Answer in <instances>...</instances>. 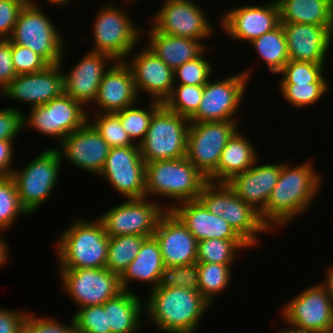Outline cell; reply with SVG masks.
Masks as SVG:
<instances>
[{"instance_id": "obj_54", "label": "cell", "mask_w": 333, "mask_h": 333, "mask_svg": "<svg viewBox=\"0 0 333 333\" xmlns=\"http://www.w3.org/2000/svg\"><path fill=\"white\" fill-rule=\"evenodd\" d=\"M2 231H0V269L1 267L6 265V263L10 260L9 259V245L7 242L4 241ZM9 254V255H8Z\"/></svg>"}, {"instance_id": "obj_1", "label": "cell", "mask_w": 333, "mask_h": 333, "mask_svg": "<svg viewBox=\"0 0 333 333\" xmlns=\"http://www.w3.org/2000/svg\"><path fill=\"white\" fill-rule=\"evenodd\" d=\"M290 164L283 162L278 181L260 214L271 233L273 229L284 228L298 215L307 213L323 185L322 176L310 161L297 166Z\"/></svg>"}, {"instance_id": "obj_2", "label": "cell", "mask_w": 333, "mask_h": 333, "mask_svg": "<svg viewBox=\"0 0 333 333\" xmlns=\"http://www.w3.org/2000/svg\"><path fill=\"white\" fill-rule=\"evenodd\" d=\"M144 301L147 318L166 333H196L211 307L200 292L179 287H156Z\"/></svg>"}, {"instance_id": "obj_40", "label": "cell", "mask_w": 333, "mask_h": 333, "mask_svg": "<svg viewBox=\"0 0 333 333\" xmlns=\"http://www.w3.org/2000/svg\"><path fill=\"white\" fill-rule=\"evenodd\" d=\"M94 115V118L92 115L90 117L89 113L88 121L93 125L110 148L139 146L136 144V141L135 143L131 141L127 132L124 130L119 117L115 113H94Z\"/></svg>"}, {"instance_id": "obj_37", "label": "cell", "mask_w": 333, "mask_h": 333, "mask_svg": "<svg viewBox=\"0 0 333 333\" xmlns=\"http://www.w3.org/2000/svg\"><path fill=\"white\" fill-rule=\"evenodd\" d=\"M149 105L148 110L143 109V107H134L136 105H133L115 113L131 141L137 140V145L143 141L153 114L163 103L151 100Z\"/></svg>"}, {"instance_id": "obj_55", "label": "cell", "mask_w": 333, "mask_h": 333, "mask_svg": "<svg viewBox=\"0 0 333 333\" xmlns=\"http://www.w3.org/2000/svg\"><path fill=\"white\" fill-rule=\"evenodd\" d=\"M287 325H288V333H314V331L311 330H303L291 325L289 326V324Z\"/></svg>"}, {"instance_id": "obj_13", "label": "cell", "mask_w": 333, "mask_h": 333, "mask_svg": "<svg viewBox=\"0 0 333 333\" xmlns=\"http://www.w3.org/2000/svg\"><path fill=\"white\" fill-rule=\"evenodd\" d=\"M61 287L81 307L103 305L123 290L118 274L107 268L60 269Z\"/></svg>"}, {"instance_id": "obj_53", "label": "cell", "mask_w": 333, "mask_h": 333, "mask_svg": "<svg viewBox=\"0 0 333 333\" xmlns=\"http://www.w3.org/2000/svg\"><path fill=\"white\" fill-rule=\"evenodd\" d=\"M325 273L324 282L322 281L321 284L326 288L327 294L329 295L333 305V266L328 267Z\"/></svg>"}, {"instance_id": "obj_41", "label": "cell", "mask_w": 333, "mask_h": 333, "mask_svg": "<svg viewBox=\"0 0 333 333\" xmlns=\"http://www.w3.org/2000/svg\"><path fill=\"white\" fill-rule=\"evenodd\" d=\"M325 63H311L289 60L278 73L279 84L328 83L324 77Z\"/></svg>"}, {"instance_id": "obj_23", "label": "cell", "mask_w": 333, "mask_h": 333, "mask_svg": "<svg viewBox=\"0 0 333 333\" xmlns=\"http://www.w3.org/2000/svg\"><path fill=\"white\" fill-rule=\"evenodd\" d=\"M114 62L109 55L89 50L68 73L63 71L64 93L85 108L93 105L103 75Z\"/></svg>"}, {"instance_id": "obj_43", "label": "cell", "mask_w": 333, "mask_h": 333, "mask_svg": "<svg viewBox=\"0 0 333 333\" xmlns=\"http://www.w3.org/2000/svg\"><path fill=\"white\" fill-rule=\"evenodd\" d=\"M198 263L194 262L182 266H165L161 273L157 287L185 288L199 292Z\"/></svg>"}, {"instance_id": "obj_28", "label": "cell", "mask_w": 333, "mask_h": 333, "mask_svg": "<svg viewBox=\"0 0 333 333\" xmlns=\"http://www.w3.org/2000/svg\"><path fill=\"white\" fill-rule=\"evenodd\" d=\"M165 267L158 241L154 236L146 238L133 261L127 266L120 277L122 290H131L130 282L139 281L148 285L149 290L155 289L161 278V273ZM134 280V281H133Z\"/></svg>"}, {"instance_id": "obj_38", "label": "cell", "mask_w": 333, "mask_h": 333, "mask_svg": "<svg viewBox=\"0 0 333 333\" xmlns=\"http://www.w3.org/2000/svg\"><path fill=\"white\" fill-rule=\"evenodd\" d=\"M204 85L175 84L163 105L170 111L190 119L198 110Z\"/></svg>"}, {"instance_id": "obj_22", "label": "cell", "mask_w": 333, "mask_h": 333, "mask_svg": "<svg viewBox=\"0 0 333 333\" xmlns=\"http://www.w3.org/2000/svg\"><path fill=\"white\" fill-rule=\"evenodd\" d=\"M153 236L159 243L165 266L197 262L198 241L171 210L161 215Z\"/></svg>"}, {"instance_id": "obj_25", "label": "cell", "mask_w": 333, "mask_h": 333, "mask_svg": "<svg viewBox=\"0 0 333 333\" xmlns=\"http://www.w3.org/2000/svg\"><path fill=\"white\" fill-rule=\"evenodd\" d=\"M138 98L131 68L125 61H115L103 75L94 110L96 113H116L136 105Z\"/></svg>"}, {"instance_id": "obj_6", "label": "cell", "mask_w": 333, "mask_h": 333, "mask_svg": "<svg viewBox=\"0 0 333 333\" xmlns=\"http://www.w3.org/2000/svg\"><path fill=\"white\" fill-rule=\"evenodd\" d=\"M36 2L27 0L8 40L13 44L30 48L49 65L58 64L64 56L66 43L55 23Z\"/></svg>"}, {"instance_id": "obj_32", "label": "cell", "mask_w": 333, "mask_h": 333, "mask_svg": "<svg viewBox=\"0 0 333 333\" xmlns=\"http://www.w3.org/2000/svg\"><path fill=\"white\" fill-rule=\"evenodd\" d=\"M280 23L330 25L333 28V0H277Z\"/></svg>"}, {"instance_id": "obj_56", "label": "cell", "mask_w": 333, "mask_h": 333, "mask_svg": "<svg viewBox=\"0 0 333 333\" xmlns=\"http://www.w3.org/2000/svg\"><path fill=\"white\" fill-rule=\"evenodd\" d=\"M69 1H71V0H47V2H49L50 4L60 6V8L61 7L63 8L64 5L66 6V5L70 4Z\"/></svg>"}, {"instance_id": "obj_29", "label": "cell", "mask_w": 333, "mask_h": 333, "mask_svg": "<svg viewBox=\"0 0 333 333\" xmlns=\"http://www.w3.org/2000/svg\"><path fill=\"white\" fill-rule=\"evenodd\" d=\"M145 33L149 35L146 47L173 70L199 57L208 49L207 45L199 40L162 34L153 27Z\"/></svg>"}, {"instance_id": "obj_27", "label": "cell", "mask_w": 333, "mask_h": 333, "mask_svg": "<svg viewBox=\"0 0 333 333\" xmlns=\"http://www.w3.org/2000/svg\"><path fill=\"white\" fill-rule=\"evenodd\" d=\"M168 206L197 241L206 239H242L222 217L208 211L197 199Z\"/></svg>"}, {"instance_id": "obj_18", "label": "cell", "mask_w": 333, "mask_h": 333, "mask_svg": "<svg viewBox=\"0 0 333 333\" xmlns=\"http://www.w3.org/2000/svg\"><path fill=\"white\" fill-rule=\"evenodd\" d=\"M220 20L221 29L233 40L247 43L272 31L280 24L277 0L264 5H245L228 9Z\"/></svg>"}, {"instance_id": "obj_58", "label": "cell", "mask_w": 333, "mask_h": 333, "mask_svg": "<svg viewBox=\"0 0 333 333\" xmlns=\"http://www.w3.org/2000/svg\"><path fill=\"white\" fill-rule=\"evenodd\" d=\"M277 333H288V327L277 331Z\"/></svg>"}, {"instance_id": "obj_48", "label": "cell", "mask_w": 333, "mask_h": 333, "mask_svg": "<svg viewBox=\"0 0 333 333\" xmlns=\"http://www.w3.org/2000/svg\"><path fill=\"white\" fill-rule=\"evenodd\" d=\"M27 0H0V39H9Z\"/></svg>"}, {"instance_id": "obj_26", "label": "cell", "mask_w": 333, "mask_h": 333, "mask_svg": "<svg viewBox=\"0 0 333 333\" xmlns=\"http://www.w3.org/2000/svg\"><path fill=\"white\" fill-rule=\"evenodd\" d=\"M258 162L259 159L248 170L235 175L227 184L239 198L261 214L278 181L283 163L263 165Z\"/></svg>"}, {"instance_id": "obj_15", "label": "cell", "mask_w": 333, "mask_h": 333, "mask_svg": "<svg viewBox=\"0 0 333 333\" xmlns=\"http://www.w3.org/2000/svg\"><path fill=\"white\" fill-rule=\"evenodd\" d=\"M151 16V26L162 34L202 41L214 34L207 14L192 0H164ZM213 31V32H212Z\"/></svg>"}, {"instance_id": "obj_16", "label": "cell", "mask_w": 333, "mask_h": 333, "mask_svg": "<svg viewBox=\"0 0 333 333\" xmlns=\"http://www.w3.org/2000/svg\"><path fill=\"white\" fill-rule=\"evenodd\" d=\"M146 163L139 146L110 148L98 177L107 180L124 199H140L145 194Z\"/></svg>"}, {"instance_id": "obj_34", "label": "cell", "mask_w": 333, "mask_h": 333, "mask_svg": "<svg viewBox=\"0 0 333 333\" xmlns=\"http://www.w3.org/2000/svg\"><path fill=\"white\" fill-rule=\"evenodd\" d=\"M146 238L140 235L109 237L106 268L120 276L137 256Z\"/></svg>"}, {"instance_id": "obj_24", "label": "cell", "mask_w": 333, "mask_h": 333, "mask_svg": "<svg viewBox=\"0 0 333 333\" xmlns=\"http://www.w3.org/2000/svg\"><path fill=\"white\" fill-rule=\"evenodd\" d=\"M281 24L287 42L289 60L326 63L327 51L333 42V28L330 25Z\"/></svg>"}, {"instance_id": "obj_9", "label": "cell", "mask_w": 333, "mask_h": 333, "mask_svg": "<svg viewBox=\"0 0 333 333\" xmlns=\"http://www.w3.org/2000/svg\"><path fill=\"white\" fill-rule=\"evenodd\" d=\"M62 159L55 148L36 155L23 169H14L13 178L22 206L29 214L38 210L55 190Z\"/></svg>"}, {"instance_id": "obj_8", "label": "cell", "mask_w": 333, "mask_h": 333, "mask_svg": "<svg viewBox=\"0 0 333 333\" xmlns=\"http://www.w3.org/2000/svg\"><path fill=\"white\" fill-rule=\"evenodd\" d=\"M188 118L162 105L152 116L143 141L139 144L145 163L186 157Z\"/></svg>"}, {"instance_id": "obj_11", "label": "cell", "mask_w": 333, "mask_h": 333, "mask_svg": "<svg viewBox=\"0 0 333 333\" xmlns=\"http://www.w3.org/2000/svg\"><path fill=\"white\" fill-rule=\"evenodd\" d=\"M239 121L190 122L186 158L208 179L216 170Z\"/></svg>"}, {"instance_id": "obj_21", "label": "cell", "mask_w": 333, "mask_h": 333, "mask_svg": "<svg viewBox=\"0 0 333 333\" xmlns=\"http://www.w3.org/2000/svg\"><path fill=\"white\" fill-rule=\"evenodd\" d=\"M129 55L132 58H128L130 60L125 63L133 73L137 94L146 92L151 100L164 103L175 85L174 70L145 46L135 55Z\"/></svg>"}, {"instance_id": "obj_44", "label": "cell", "mask_w": 333, "mask_h": 333, "mask_svg": "<svg viewBox=\"0 0 333 333\" xmlns=\"http://www.w3.org/2000/svg\"><path fill=\"white\" fill-rule=\"evenodd\" d=\"M207 49L197 58L185 62L174 70V83L205 85L212 78L213 65L205 58Z\"/></svg>"}, {"instance_id": "obj_12", "label": "cell", "mask_w": 333, "mask_h": 333, "mask_svg": "<svg viewBox=\"0 0 333 333\" xmlns=\"http://www.w3.org/2000/svg\"><path fill=\"white\" fill-rule=\"evenodd\" d=\"M148 197L126 199L97 217L109 237L140 235L152 237L159 218L168 210L163 203L154 202Z\"/></svg>"}, {"instance_id": "obj_39", "label": "cell", "mask_w": 333, "mask_h": 333, "mask_svg": "<svg viewBox=\"0 0 333 333\" xmlns=\"http://www.w3.org/2000/svg\"><path fill=\"white\" fill-rule=\"evenodd\" d=\"M30 215L22 206L13 178H0V231H6L19 216Z\"/></svg>"}, {"instance_id": "obj_42", "label": "cell", "mask_w": 333, "mask_h": 333, "mask_svg": "<svg viewBox=\"0 0 333 333\" xmlns=\"http://www.w3.org/2000/svg\"><path fill=\"white\" fill-rule=\"evenodd\" d=\"M282 97L293 108H306L315 105L329 89L328 83L278 84Z\"/></svg>"}, {"instance_id": "obj_4", "label": "cell", "mask_w": 333, "mask_h": 333, "mask_svg": "<svg viewBox=\"0 0 333 333\" xmlns=\"http://www.w3.org/2000/svg\"><path fill=\"white\" fill-rule=\"evenodd\" d=\"M146 197L161 196L179 204L197 200L207 178L186 158L146 163Z\"/></svg>"}, {"instance_id": "obj_7", "label": "cell", "mask_w": 333, "mask_h": 333, "mask_svg": "<svg viewBox=\"0 0 333 333\" xmlns=\"http://www.w3.org/2000/svg\"><path fill=\"white\" fill-rule=\"evenodd\" d=\"M93 22L94 46L90 51L109 55L114 61H126L146 31L141 30L131 20L130 14L115 4L101 7Z\"/></svg>"}, {"instance_id": "obj_49", "label": "cell", "mask_w": 333, "mask_h": 333, "mask_svg": "<svg viewBox=\"0 0 333 333\" xmlns=\"http://www.w3.org/2000/svg\"><path fill=\"white\" fill-rule=\"evenodd\" d=\"M23 111L14 107L0 110V140H15L23 126Z\"/></svg>"}, {"instance_id": "obj_14", "label": "cell", "mask_w": 333, "mask_h": 333, "mask_svg": "<svg viewBox=\"0 0 333 333\" xmlns=\"http://www.w3.org/2000/svg\"><path fill=\"white\" fill-rule=\"evenodd\" d=\"M86 110L81 103L63 93L44 105L30 108L28 115L23 113V126L56 138L60 143L88 121Z\"/></svg>"}, {"instance_id": "obj_10", "label": "cell", "mask_w": 333, "mask_h": 333, "mask_svg": "<svg viewBox=\"0 0 333 333\" xmlns=\"http://www.w3.org/2000/svg\"><path fill=\"white\" fill-rule=\"evenodd\" d=\"M252 72L248 68L215 82L210 78L204 85L199 108L189 121H239L236 120V113L243 102L247 84L253 76Z\"/></svg>"}, {"instance_id": "obj_33", "label": "cell", "mask_w": 333, "mask_h": 333, "mask_svg": "<svg viewBox=\"0 0 333 333\" xmlns=\"http://www.w3.org/2000/svg\"><path fill=\"white\" fill-rule=\"evenodd\" d=\"M249 44L254 47L253 49L260 59L265 61L272 73L278 74L289 61L287 42L281 23Z\"/></svg>"}, {"instance_id": "obj_31", "label": "cell", "mask_w": 333, "mask_h": 333, "mask_svg": "<svg viewBox=\"0 0 333 333\" xmlns=\"http://www.w3.org/2000/svg\"><path fill=\"white\" fill-rule=\"evenodd\" d=\"M135 292L123 290L104 303L107 311V329L111 333H138L142 328L144 301ZM139 330V331H138Z\"/></svg>"}, {"instance_id": "obj_35", "label": "cell", "mask_w": 333, "mask_h": 333, "mask_svg": "<svg viewBox=\"0 0 333 333\" xmlns=\"http://www.w3.org/2000/svg\"><path fill=\"white\" fill-rule=\"evenodd\" d=\"M199 292L212 305L214 299L229 286L232 280V264L197 262Z\"/></svg>"}, {"instance_id": "obj_3", "label": "cell", "mask_w": 333, "mask_h": 333, "mask_svg": "<svg viewBox=\"0 0 333 333\" xmlns=\"http://www.w3.org/2000/svg\"><path fill=\"white\" fill-rule=\"evenodd\" d=\"M55 244L59 269L106 268L109 236L102 222L76 218Z\"/></svg>"}, {"instance_id": "obj_5", "label": "cell", "mask_w": 333, "mask_h": 333, "mask_svg": "<svg viewBox=\"0 0 333 333\" xmlns=\"http://www.w3.org/2000/svg\"><path fill=\"white\" fill-rule=\"evenodd\" d=\"M198 200L208 211L225 219L250 247L259 243L257 234L271 231L260 213L239 198L227 183L207 181Z\"/></svg>"}, {"instance_id": "obj_51", "label": "cell", "mask_w": 333, "mask_h": 333, "mask_svg": "<svg viewBox=\"0 0 333 333\" xmlns=\"http://www.w3.org/2000/svg\"><path fill=\"white\" fill-rule=\"evenodd\" d=\"M28 313L0 307V333H20Z\"/></svg>"}, {"instance_id": "obj_19", "label": "cell", "mask_w": 333, "mask_h": 333, "mask_svg": "<svg viewBox=\"0 0 333 333\" xmlns=\"http://www.w3.org/2000/svg\"><path fill=\"white\" fill-rule=\"evenodd\" d=\"M44 70L17 75L0 93L3 98L30 104L31 108L44 105L64 93L63 59Z\"/></svg>"}, {"instance_id": "obj_57", "label": "cell", "mask_w": 333, "mask_h": 333, "mask_svg": "<svg viewBox=\"0 0 333 333\" xmlns=\"http://www.w3.org/2000/svg\"><path fill=\"white\" fill-rule=\"evenodd\" d=\"M314 333H333V327L326 330L314 331Z\"/></svg>"}, {"instance_id": "obj_36", "label": "cell", "mask_w": 333, "mask_h": 333, "mask_svg": "<svg viewBox=\"0 0 333 333\" xmlns=\"http://www.w3.org/2000/svg\"><path fill=\"white\" fill-rule=\"evenodd\" d=\"M252 248L243 239H206L198 241L197 262L232 264L241 249Z\"/></svg>"}, {"instance_id": "obj_20", "label": "cell", "mask_w": 333, "mask_h": 333, "mask_svg": "<svg viewBox=\"0 0 333 333\" xmlns=\"http://www.w3.org/2000/svg\"><path fill=\"white\" fill-rule=\"evenodd\" d=\"M62 161L89 172L100 175L110 147L93 125L87 121L82 127L67 135L60 147L55 148Z\"/></svg>"}, {"instance_id": "obj_46", "label": "cell", "mask_w": 333, "mask_h": 333, "mask_svg": "<svg viewBox=\"0 0 333 333\" xmlns=\"http://www.w3.org/2000/svg\"><path fill=\"white\" fill-rule=\"evenodd\" d=\"M31 314L28 313L20 333H76L73 317L67 326L55 318L38 317L32 312Z\"/></svg>"}, {"instance_id": "obj_50", "label": "cell", "mask_w": 333, "mask_h": 333, "mask_svg": "<svg viewBox=\"0 0 333 333\" xmlns=\"http://www.w3.org/2000/svg\"><path fill=\"white\" fill-rule=\"evenodd\" d=\"M17 76L12 62V42L0 39V92Z\"/></svg>"}, {"instance_id": "obj_47", "label": "cell", "mask_w": 333, "mask_h": 333, "mask_svg": "<svg viewBox=\"0 0 333 333\" xmlns=\"http://www.w3.org/2000/svg\"><path fill=\"white\" fill-rule=\"evenodd\" d=\"M12 62L17 75L44 70L49 64L30 48L12 43Z\"/></svg>"}, {"instance_id": "obj_45", "label": "cell", "mask_w": 333, "mask_h": 333, "mask_svg": "<svg viewBox=\"0 0 333 333\" xmlns=\"http://www.w3.org/2000/svg\"><path fill=\"white\" fill-rule=\"evenodd\" d=\"M76 333H111L103 305L81 307L73 314Z\"/></svg>"}, {"instance_id": "obj_52", "label": "cell", "mask_w": 333, "mask_h": 333, "mask_svg": "<svg viewBox=\"0 0 333 333\" xmlns=\"http://www.w3.org/2000/svg\"><path fill=\"white\" fill-rule=\"evenodd\" d=\"M14 140H0V178L10 177L15 167H12L14 159Z\"/></svg>"}, {"instance_id": "obj_30", "label": "cell", "mask_w": 333, "mask_h": 333, "mask_svg": "<svg viewBox=\"0 0 333 333\" xmlns=\"http://www.w3.org/2000/svg\"><path fill=\"white\" fill-rule=\"evenodd\" d=\"M238 130L225 145L217 170L207 179L216 183H227L235 175L245 172L258 159L252 142Z\"/></svg>"}, {"instance_id": "obj_17", "label": "cell", "mask_w": 333, "mask_h": 333, "mask_svg": "<svg viewBox=\"0 0 333 333\" xmlns=\"http://www.w3.org/2000/svg\"><path fill=\"white\" fill-rule=\"evenodd\" d=\"M285 323L303 330L320 331L333 327V305L320 283L308 286L282 308Z\"/></svg>"}]
</instances>
